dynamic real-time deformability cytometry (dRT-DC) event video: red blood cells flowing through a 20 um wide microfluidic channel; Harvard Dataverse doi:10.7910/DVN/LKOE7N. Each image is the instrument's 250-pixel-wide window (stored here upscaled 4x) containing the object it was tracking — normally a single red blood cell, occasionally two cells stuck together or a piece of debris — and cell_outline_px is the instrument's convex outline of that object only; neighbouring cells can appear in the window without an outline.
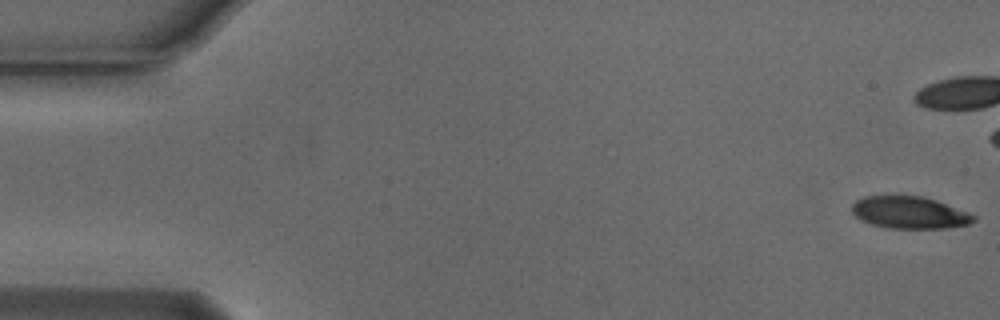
{"species": "Egyptian fruit bat (a non-hibernating species)", "species_latin": "Rousettus aegyptiacus", "temperature_condition": "cold", "stored_images_in_passage": 13, "camera_frame_rate_fps": 3000, "um_per_image_px": 0.085, "animal": {"sex": "male"}, "frame": {"image": 1, "passage_image": 1, "time_ms": 0.0, "image_size_px": [1000, 320], "cell_outline_px": [[976, 220], [968, 224], [948, 228], [892, 228], [872, 224], [860, 220], [852, 212], [852, 204], [856, 200], [864, 196], [924, 196], [936, 200], [968, 212], [976, 216]], "centroid_in_image_um": [77.32, 18.06], "position_along_channel_um": 7.7, "area_um2": 22.72}}